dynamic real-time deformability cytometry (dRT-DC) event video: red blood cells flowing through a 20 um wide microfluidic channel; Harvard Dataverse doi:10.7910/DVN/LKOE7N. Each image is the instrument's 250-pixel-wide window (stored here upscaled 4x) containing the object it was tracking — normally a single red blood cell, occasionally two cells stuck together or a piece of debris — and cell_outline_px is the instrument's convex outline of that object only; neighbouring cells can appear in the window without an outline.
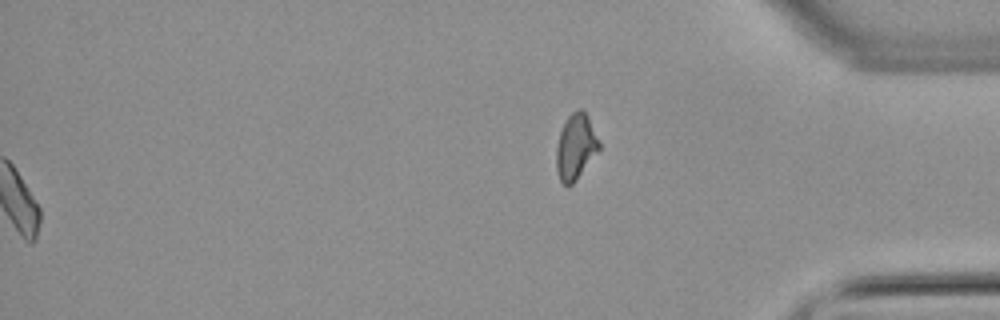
{"species": "common noctule bat (a hibernating species)", "species_latin": "Nyctalus noctula", "temperature_condition": "warm", "stored_images_in_passage": 62, "segment_of_instrument_passage": [2, 2], "camera_frame_rate_fps": 3000, "um_per_image_px": 0.085, "animal": {"sex": "male", "body_mass_g": 21.5, "forearm_length_mm": 52.0}, "frame": {"image": 1, "passage_image": 62, "time_ms": 20.333, "image_size_px": [1000, 320], "cell_outline_px": [[600, 148], [576, 180], [572, 184], [564, 184], [560, 180], [556, 168], [556, 148], [560, 132], [568, 116], [572, 112], [580, 108], [588, 116], [600, 144]], "centroid_in_image_um": [48.92, 12.47], "position_along_channel_um": 386.3, "area_um2": 16.01}}